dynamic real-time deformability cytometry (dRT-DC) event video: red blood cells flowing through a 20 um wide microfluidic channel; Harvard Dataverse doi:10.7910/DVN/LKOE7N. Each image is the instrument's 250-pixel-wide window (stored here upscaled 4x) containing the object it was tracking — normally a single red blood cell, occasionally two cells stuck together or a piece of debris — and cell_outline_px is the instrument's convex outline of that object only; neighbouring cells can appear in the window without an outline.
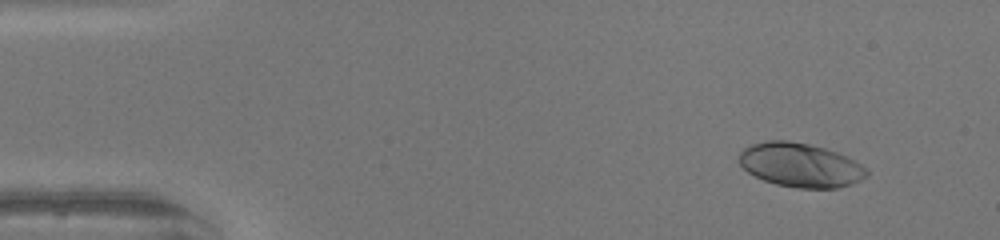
{"species": "human", "species_latin": "Homo sapiens", "temperature_condition": "warm", "stored_images_in_passage": 49, "camera_frame_rate_fps": 3000, "um_per_image_px": 0.085, "donor": {"sex": "female"}, "frame": {"image": 1, "passage_image": 5, "time_ms": 1.333, "image_size_px": [1000, 240], "cell_outline_px": [[868, 172], [860, 180], [852, 184], [836, 188], [796, 188], [776, 184], [764, 180], [748, 172], [740, 164], [740, 152], [744, 148], [752, 144], [768, 140], [788, 140], [808, 144], [824, 148], [836, 152], [860, 164]], "centroid_in_image_um": [68.0, 14.03], "position_along_channel_um": 17.0, "area_um2": 32.31}}
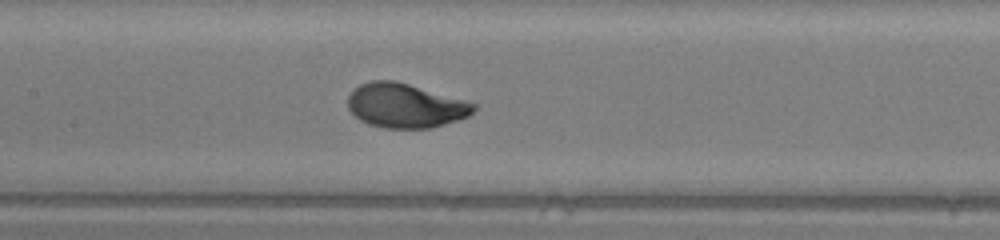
{"frame": {"image": 2, "passage_image": 24, "time_ms": 7.667, "image_size_px": [1000, 240], "cell_outline_px": [[476, 108], [468, 116], [432, 128], [384, 128], [368, 124], [360, 120], [348, 108], [348, 96], [360, 84], [372, 80], [392, 80], [408, 84], [464, 100], [476, 104]], "centroid_in_image_um": [34.43, 8.98], "position_along_channel_um": 173.0, "area_um2": 32.08}}
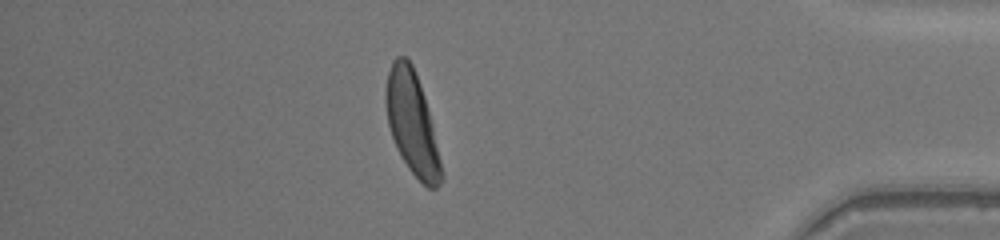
{"frame": {"image": 3, "passage_image": 43, "time_ms": 14.0, "image_size_px": [1000, 240], "cell_outline_px": [[444, 176], [440, 184], [436, 188], [428, 188], [408, 168], [400, 156], [396, 148], [388, 124], [384, 100], [384, 88], [388, 72], [392, 60], [396, 56], [404, 56], [412, 64], [420, 84], [424, 96], [444, 172]], "centroid_in_image_um": [35.0, 10.46], "position_along_channel_um": 400.2, "area_um2": 33.18}, "authors_computed_cell_mechanics": {"area_um2": 32.3102, "velocity_mm_per_s": 4.2202, "shape_relaxation_time_tau1_ms": 2.0421, "shape_relaxation_time_tau2_ms": null, "deformation_change_tau1": 0.168, "deformation_change_tau2": null}}